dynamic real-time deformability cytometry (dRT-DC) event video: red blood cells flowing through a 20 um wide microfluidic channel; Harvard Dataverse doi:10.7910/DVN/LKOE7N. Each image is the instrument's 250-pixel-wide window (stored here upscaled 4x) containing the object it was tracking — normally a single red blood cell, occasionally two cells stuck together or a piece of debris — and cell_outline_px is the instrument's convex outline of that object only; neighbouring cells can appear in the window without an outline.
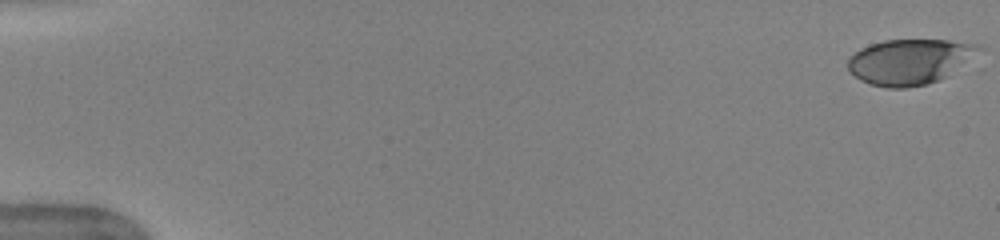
{"species": "human", "species_latin": "Homo sapiens", "temperature_condition": "warm", "stored_images_in_passage": 51, "camera_frame_rate_fps": 3000, "um_per_image_px": 0.085, "donor": {"sex": "female"}, "frame": {"image": 1, "passage_image": 1, "time_ms": 0.0, "image_size_px": [1000, 240], "cell_outline_px": [[984, 52], [948, 76], [940, 80], [928, 84], [904, 88], [888, 88], [872, 84], [860, 80], [848, 68], [848, 56], [860, 48], [884, 40], [948, 40], [984, 44]], "centroid_in_image_um": [77.43, 5.22], "position_along_channel_um": 7.6, "area_um2": 35.26}}
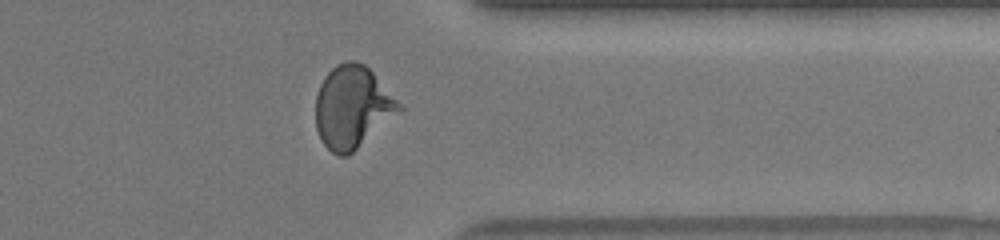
{"frame": {"image": 2, "passage_image": 42, "time_ms": 13.667, "image_size_px": [1000, 240], "cell_outline_px": [[404, 108], [400, 112], [348, 156], [340, 156], [332, 152], [324, 144], [316, 128], [316, 96], [320, 84], [324, 76], [336, 64], [348, 60], [356, 60], [364, 64], [372, 72]], "centroid_in_image_um": [29.94, 9.09], "position_along_channel_um": 381.5, "area_um2": 39.71}}
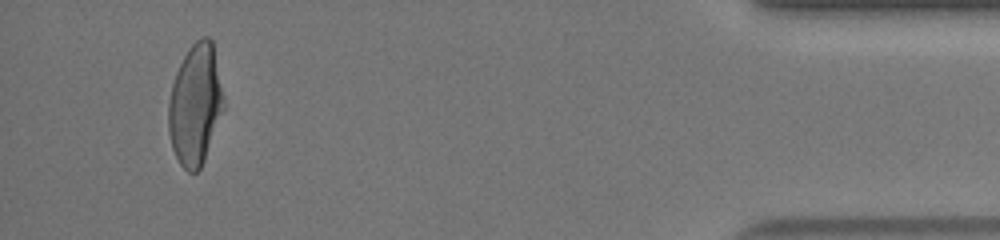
{"frame": {"image": 3, "passage_image": 49, "time_ms": 16.0, "image_size_px": [1000, 240], "cell_outline_px": [[224, 108], [204, 160], [200, 168], [196, 172], [188, 172], [180, 164], [172, 148], [168, 132], [168, 104], [172, 84], [176, 72], [188, 48], [200, 36], [208, 36], [212, 40], [224, 96]], "centroid_in_image_um": [16.6, 8.88], "position_along_channel_um": 418.6, "area_um2": 38.84}, "authors_computed_cell_mechanics": {"area_um2": 38.2636, "velocity_mm_per_s": 4.0006, "shape_relaxation_time_tau1_ms": 4.0248, "shape_relaxation_time_tau2_ms": null, "deformation_change_tau1": 0.1995, "deformation_change_tau2": null}}